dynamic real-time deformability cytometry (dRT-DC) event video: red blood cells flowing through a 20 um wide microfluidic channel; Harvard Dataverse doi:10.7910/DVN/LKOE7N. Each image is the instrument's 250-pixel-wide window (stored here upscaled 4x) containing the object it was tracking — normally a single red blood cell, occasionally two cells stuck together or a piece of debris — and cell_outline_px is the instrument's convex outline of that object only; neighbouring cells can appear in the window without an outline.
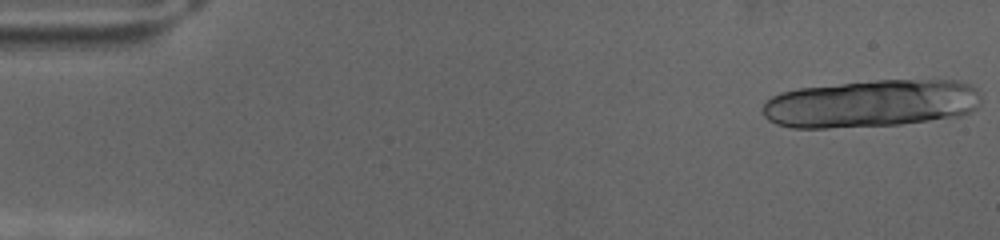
{"species": "human", "species_latin": "Homo sapiens", "temperature_condition": "cold", "stored_images_in_passage": 24, "camera_frame_rate_fps": 3000, "um_per_image_px": 0.085, "donor": {"sex": "female"}, "frame": {"image": 1, "passage_image": 1, "time_ms": 0.0, "image_size_px": [1000, 240], "cell_outline_px": [[980, 104], [972, 112], [960, 116], [900, 124], [828, 128], [792, 128], [776, 124], [768, 120], [764, 116], [764, 104], [772, 96], [780, 92], [800, 88], [876, 80], [956, 80], [972, 84], [976, 88], [980, 96]], "centroid_in_image_um": [74.08, 8.8], "position_along_channel_um": 10.9, "area_um2": 60.81}}